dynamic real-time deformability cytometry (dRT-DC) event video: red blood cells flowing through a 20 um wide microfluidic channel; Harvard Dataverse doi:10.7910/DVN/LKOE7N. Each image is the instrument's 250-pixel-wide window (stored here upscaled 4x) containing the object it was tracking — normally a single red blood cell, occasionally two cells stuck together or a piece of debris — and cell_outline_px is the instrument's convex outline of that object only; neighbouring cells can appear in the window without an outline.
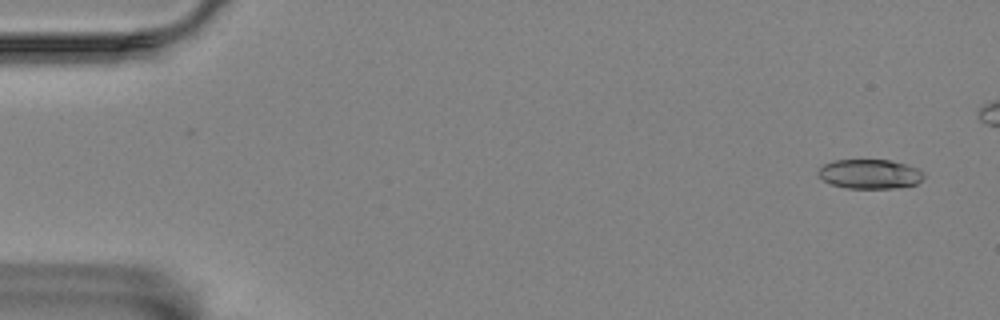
{"species": "Egyptian fruit bat (a non-hibernating species)", "species_latin": "Rousettus aegyptiacus", "temperature_condition": "room temperature", "stored_images_in_passage": 50, "camera_frame_rate_fps": 3000, "um_per_image_px": 0.085, "animal": {"sex": "female"}, "frame": {"image": 1, "passage_image": 1, "time_ms": 0.0, "image_size_px": [1000, 320], "cell_outline_px": [[924, 176], [916, 184], [892, 188], [848, 188], [832, 184], [824, 180], [816, 172], [824, 164], [832, 160], [888, 160], [908, 164], [920, 168], [924, 172]], "centroid_in_image_um": [73.96, 14.78], "position_along_channel_um": 11.0, "area_um2": 18.09}}
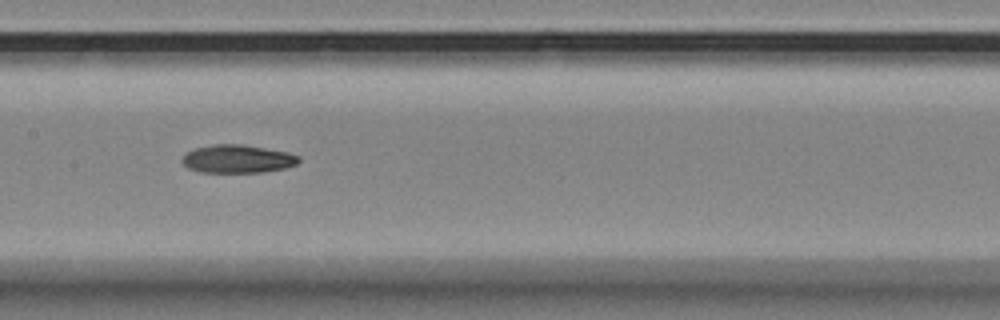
{"frame": {"image": 2, "passage_image": 27, "time_ms": 8.667, "image_size_px": [1000, 320], "cell_outline_px": [[300, 160], [296, 164], [284, 168], [264, 172], [200, 172], [188, 168], [180, 160], [188, 152], [196, 148], [212, 144], [240, 144], [288, 152], [300, 156]], "centroid_in_image_um": [20.19, 13.51], "position_along_channel_um": 187.2, "area_um2": 19.02}}
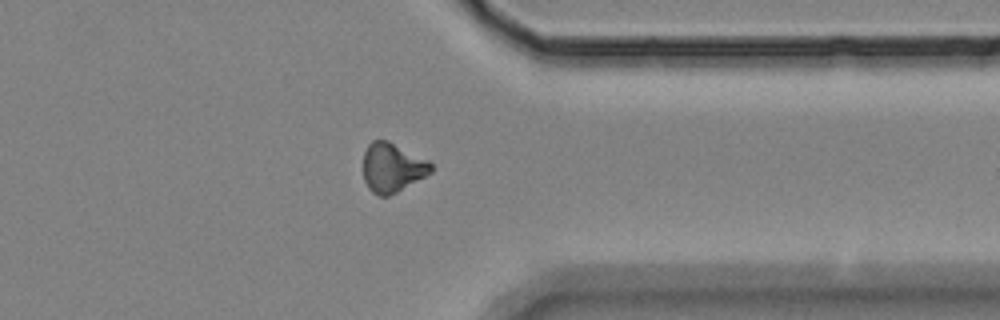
{"frame": {"image": 3, "passage_image": 44, "time_ms": 14.333, "image_size_px": [1000, 320], "cell_outline_px": [[432, 172], [396, 192], [388, 196], [380, 196], [372, 192], [368, 188], [364, 180], [364, 152], [368, 144], [372, 140], [388, 140], [428, 160], [432, 164]], "centroid_in_image_um": [33.33, 14.23], "position_along_channel_um": 378.1, "area_um2": 19.31}}